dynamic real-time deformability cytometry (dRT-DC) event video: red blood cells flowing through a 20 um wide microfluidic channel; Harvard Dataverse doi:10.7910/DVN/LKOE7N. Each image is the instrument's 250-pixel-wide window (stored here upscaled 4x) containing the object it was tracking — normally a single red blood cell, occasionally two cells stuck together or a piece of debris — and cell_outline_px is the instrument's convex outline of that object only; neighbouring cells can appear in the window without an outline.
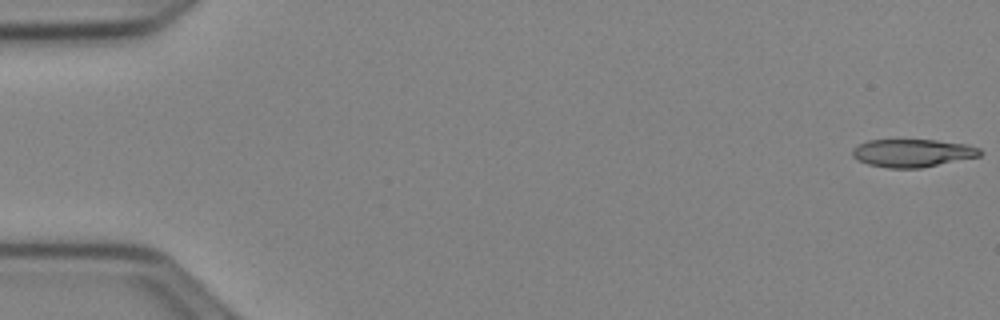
{"species": "Egyptian fruit bat (a non-hibernating species)", "species_latin": "Rousettus aegyptiacus", "temperature_condition": "cold", "stored_images_in_passage": 52, "camera_frame_rate_fps": 3000, "um_per_image_px": 0.085, "animal": {"sex": "female"}, "frame": {"image": 1, "passage_image": 1, "time_ms": 0.0, "image_size_px": [1000, 320], "cell_outline_px": [[980, 156], [920, 168], [888, 168], [868, 164], [852, 156], [852, 148], [868, 140], [936, 140], [968, 144], [980, 148]], "centroid_in_image_um": [77.56, 13.0], "position_along_channel_um": 7.4, "area_um2": 20.63}}
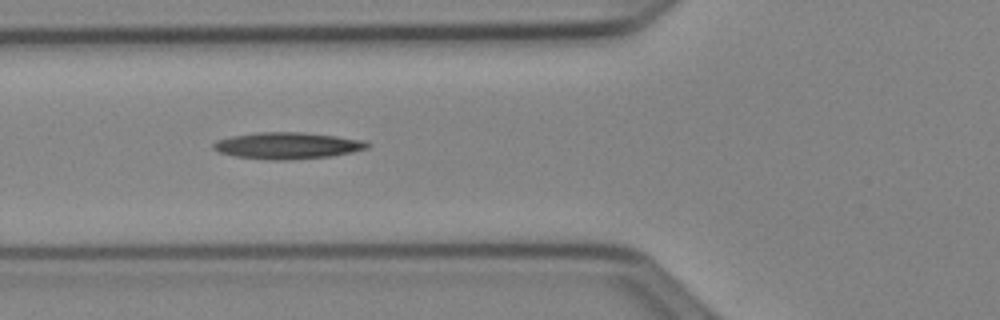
{"frame": {"image": 2, "passage_image": 20, "time_ms": 6.333, "image_size_px": [1000, 320], "cell_outline_px": [[368, 148], [352, 152], [332, 156], [288, 160], [272, 160], [236, 156], [220, 152], [212, 148], [212, 144], [216, 140], [232, 136], [256, 132], [304, 132], [336, 136], [364, 140], [368, 144]], "centroid_in_image_um": [24.42, 12.37], "position_along_channel_um": 101.4, "area_um2": 23.81}}
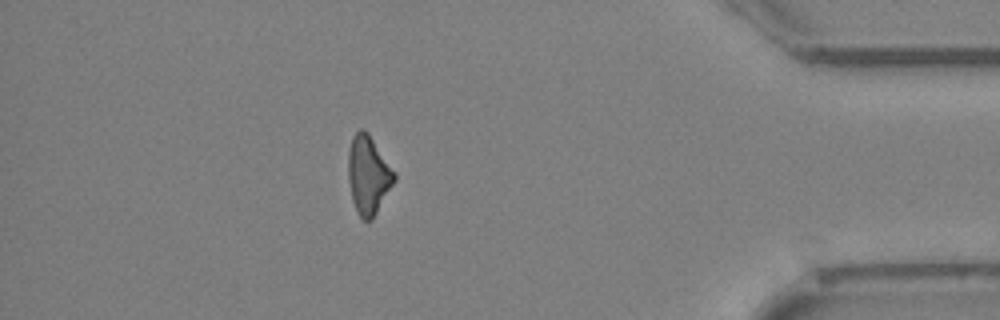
{"frame": {"image": 3, "passage_image": 46, "time_ms": 15.0, "image_size_px": [1000, 320], "cell_outline_px": [[396, 180], [372, 220], [364, 220], [356, 212], [352, 200], [348, 176], [348, 152], [352, 136], [360, 128], [364, 128], [368, 132], [396, 172]], "centroid_in_image_um": [31.31, 14.85], "position_along_channel_um": 403.9, "area_um2": 21.27}}